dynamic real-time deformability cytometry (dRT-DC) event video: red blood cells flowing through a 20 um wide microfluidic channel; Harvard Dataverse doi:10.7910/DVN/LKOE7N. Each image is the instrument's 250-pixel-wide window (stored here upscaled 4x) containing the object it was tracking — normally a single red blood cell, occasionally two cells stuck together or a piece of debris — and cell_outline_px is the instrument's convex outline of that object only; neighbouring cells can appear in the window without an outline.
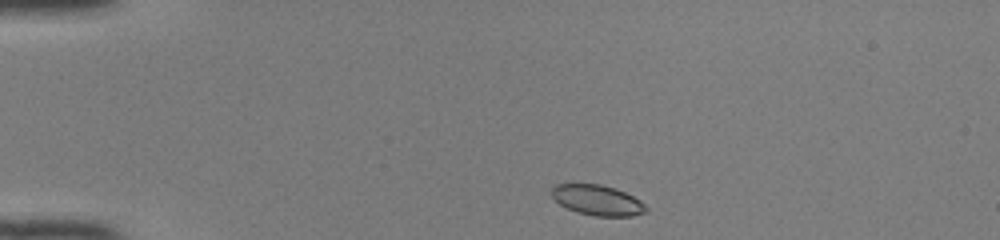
{"species": "common noctule bat (a hibernating species)", "species_latin": "Nyctalus noctula", "temperature_condition": "room temperature", "stored_images_in_passage": 40, "camera_frame_rate_fps": 3000, "um_per_image_px": 0.085, "animal": {"sex": "female", "body_mass_g": 22.0, "forearm_length_mm": 56.7}, "frame": {"image": 1, "passage_image": 1, "time_ms": 0.0, "image_size_px": [1000, 240], "cell_outline_px": [[648, 208], [644, 212], [632, 216], [596, 216], [576, 212], [560, 204], [548, 192], [552, 184], [600, 184], [616, 188], [640, 200]], "centroid_in_image_um": [50.73, 17.0], "position_along_channel_um": 34.3, "area_um2": 16.76}}
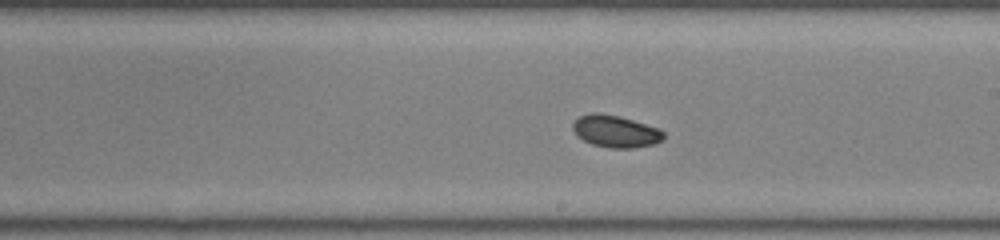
{"frame": {"image": 2, "passage_image": 20, "time_ms": 6.333, "image_size_px": [1000, 240], "cell_outline_px": [[664, 140], [652, 144], [632, 148], [612, 148], [592, 144], [576, 136], [572, 128], [572, 124], [580, 116], [592, 112], [600, 112], [620, 116], [660, 128], [664, 132]], "centroid_in_image_um": [52.32, 11.15], "position_along_channel_um": 236.7, "area_um2": 17.11}}
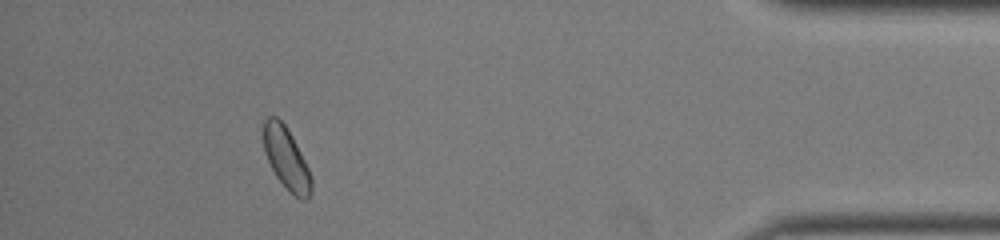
{"frame": {"image": 3, "passage_image": 36, "time_ms": 11.667, "image_size_px": [1000, 240], "cell_outline_px": [[312, 192], [308, 200], [304, 200], [296, 196], [276, 176], [264, 152], [264, 120], [268, 116], [276, 116], [284, 124], [292, 136], [312, 176]], "centroid_in_image_um": [24.35, 13.46], "position_along_channel_um": 410.8, "area_um2": 16.88}, "authors_computed_cell_mechanics": {"area_um2": 17.0799, "velocity_mm_per_s": 4.11, "shape_relaxation_time_tau1_ms": 1.5019, "shape_relaxation_time_tau2_ms": null, "deformation_change_tau1": 0.0441, "deformation_change_tau2": null}}